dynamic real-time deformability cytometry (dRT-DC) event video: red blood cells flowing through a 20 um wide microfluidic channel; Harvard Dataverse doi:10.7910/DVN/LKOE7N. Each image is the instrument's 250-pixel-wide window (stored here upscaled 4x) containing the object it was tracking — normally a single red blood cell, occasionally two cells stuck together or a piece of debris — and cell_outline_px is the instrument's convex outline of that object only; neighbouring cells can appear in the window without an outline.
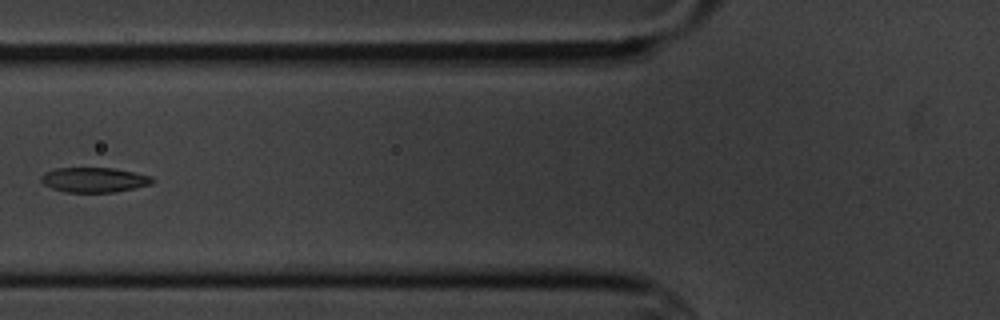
{"species": "common noctule bat (a hibernating species)", "species_latin": "Nyctalus noctula", "temperature_condition": "cold", "stored_images_in_passage": 6, "camera_frame_rate_fps": 3000, "um_per_image_px": 0.085, "animal": {"sex": "male", "body_mass_g": 20.1, "forearm_length_mm": 53.5}, "frame": {"image": 1, "passage_image": 4, "time_ms": 3.667, "image_size_px": [1000, 320], "cell_outline_px": [[156, 180], [152, 184], [116, 192], [64, 192], [52, 188], [44, 184], [40, 180], [40, 176], [44, 172], [56, 168], [112, 168], [152, 176]], "centroid_in_image_um": [8.0, 15.29], "position_along_channel_um": 117.8, "area_um2": 16.18}}
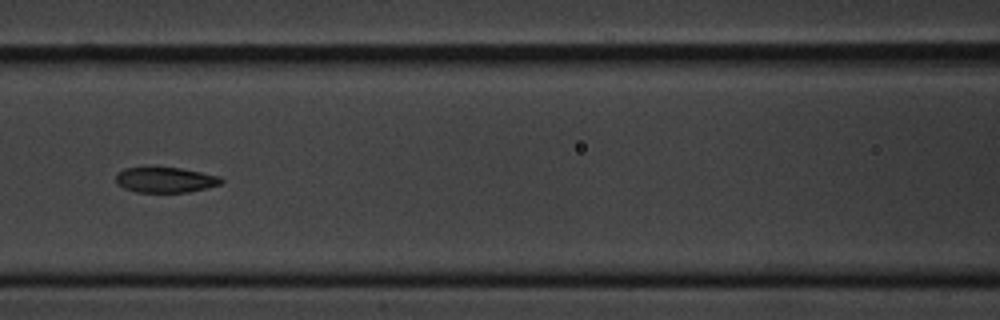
{"frame": {"image": 2, "passage_image": 5, "time_ms": 4.667, "image_size_px": [1000, 320], "cell_outline_px": [[224, 180], [220, 184], [188, 192], [136, 192], [124, 188], [116, 184], [116, 176], [124, 168], [180, 168], [220, 176]], "centroid_in_image_um": [14.05, 15.3], "position_along_channel_um": 152.6, "area_um2": 15.32}}
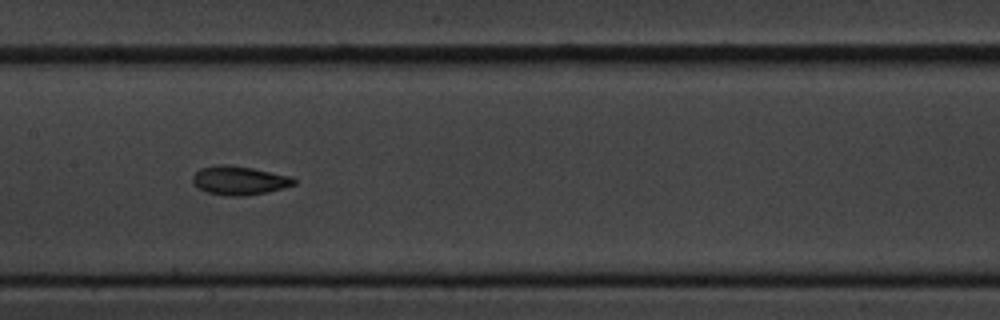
{"frame": {"image": 3, "passage_image": 6, "time_ms": 5.667, "image_size_px": [1000, 320], "cell_outline_px": [[296, 184], [268, 192], [248, 196], [224, 196], [208, 192], [196, 188], [192, 180], [192, 176], [200, 168], [216, 164], [228, 164], [252, 168], [292, 176], [296, 180]], "centroid_in_image_um": [20.32, 15.34], "position_along_channel_um": 187.1, "area_um2": 17.28}}